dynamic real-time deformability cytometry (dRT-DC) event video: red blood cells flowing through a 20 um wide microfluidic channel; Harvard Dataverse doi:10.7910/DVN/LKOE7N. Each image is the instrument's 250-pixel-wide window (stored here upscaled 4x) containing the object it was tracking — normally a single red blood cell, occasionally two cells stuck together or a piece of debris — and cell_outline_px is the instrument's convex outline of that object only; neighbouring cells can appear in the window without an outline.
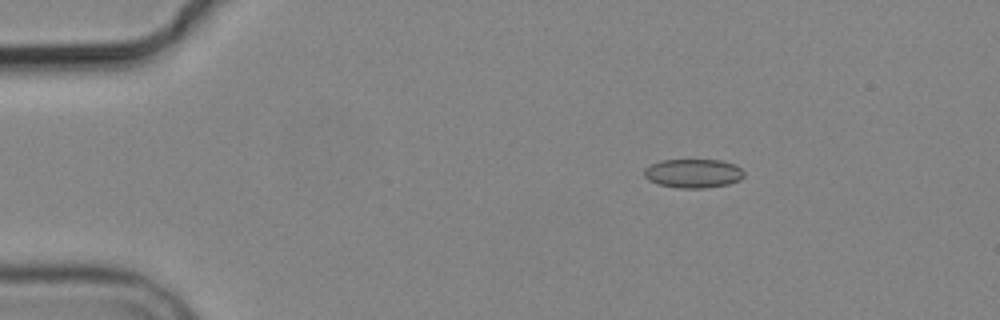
{"species": "common noctule bat (a hibernating species)", "species_latin": "Nyctalus noctula", "temperature_condition": "cold", "stored_images_in_passage": 4, "camera_frame_rate_fps": 3000, "um_per_image_px": 0.085, "animal": {"sex": "male", "body_mass_g": 19.2, "forearm_length_mm": 51.8}, "frame": {"image": 1, "passage_image": 2, "time_ms": 2.0, "image_size_px": [1000, 320], "cell_outline_px": [[744, 176], [740, 180], [728, 184], [704, 188], [680, 188], [660, 184], [648, 180], [644, 176], [644, 168], [660, 160], [720, 160], [736, 164], [744, 172]], "centroid_in_image_um": [58.94, 14.73], "position_along_channel_um": 26.1, "area_um2": 16.82}}